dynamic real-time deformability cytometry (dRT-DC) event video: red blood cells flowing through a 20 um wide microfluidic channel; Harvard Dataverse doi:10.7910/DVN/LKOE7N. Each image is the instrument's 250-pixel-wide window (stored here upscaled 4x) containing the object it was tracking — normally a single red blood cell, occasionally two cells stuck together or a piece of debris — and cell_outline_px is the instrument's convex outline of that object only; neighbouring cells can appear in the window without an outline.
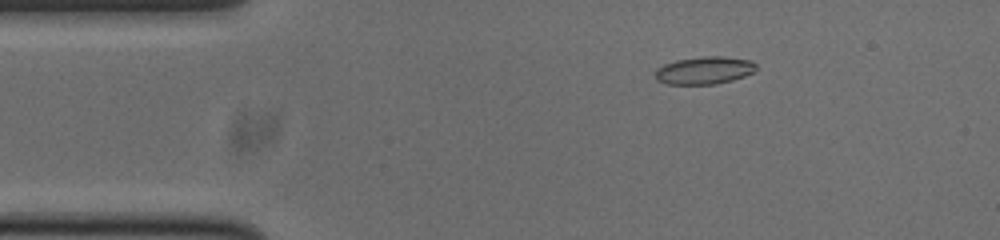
{"species": "common noctule bat (a hibernating species)", "species_latin": "Nyctalus noctula", "temperature_condition": "cold", "stored_images_in_passage": 48, "camera_frame_rate_fps": 3000, "um_per_image_px": 0.085, "animal": {"sex": "male", "body_mass_g": 20.0, "forearm_length_mm": 53.3}, "frame": {"image": 1, "passage_image": 3, "time_ms": 0.667, "image_size_px": [1000, 240], "cell_outline_px": [[756, 68], [752, 72], [744, 76], [732, 80], [716, 84], [664, 84], [656, 80], [656, 68], [664, 64], [676, 60], [704, 56], [724, 56], [752, 60], [756, 64]], "centroid_in_image_um": [59.86, 5.98], "position_along_channel_um": 25.1, "area_um2": 16.3}}
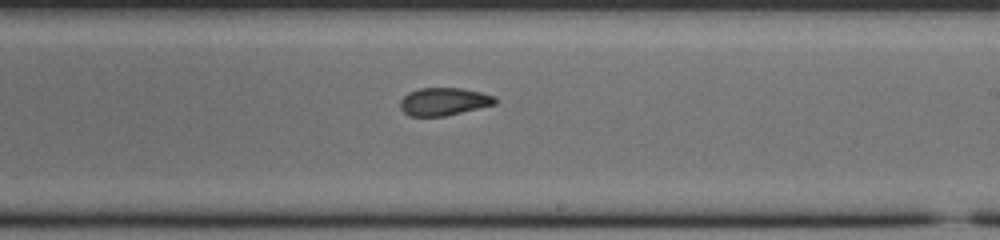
{"frame": {"image": 2, "passage_image": 25, "time_ms": 8.0, "image_size_px": [1000, 240], "cell_outline_px": [[496, 104], [444, 116], [412, 116], [404, 112], [400, 108], [400, 100], [408, 92], [420, 88], [460, 88], [480, 92], [496, 96]], "centroid_in_image_um": [37.72, 8.63], "position_along_channel_um": 251.3, "area_um2": 15.26}}
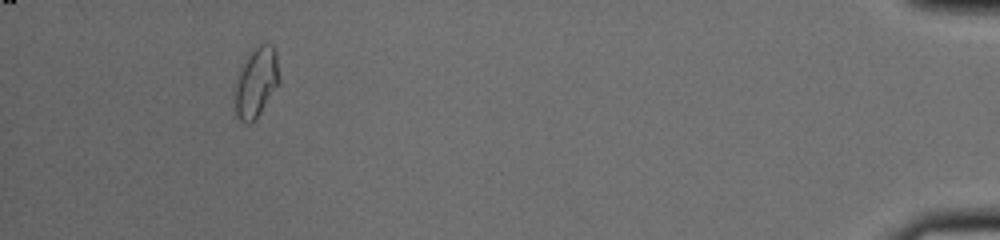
{"frame": {"image": 3, "passage_image": 44, "time_ms": 14.333, "image_size_px": [1000, 240], "cell_outline_px": [[280, 80], [256, 120], [248, 124], [244, 124], [236, 116], [232, 100], [232, 88], [236, 76], [248, 52], [252, 48], [268, 40], [276, 48]], "centroid_in_image_um": [21.72, 6.97], "position_along_channel_um": 413.5, "area_um2": 19.19}, "authors_computed_cell_mechanics": {"area_um2": 16.0684, "velocity_mm_per_s": 3.7722, "shape_relaxation_time_tau1_ms": null, "shape_relaxation_time_tau2_ms": 2.4347, "deformation_change_tau1": null, "deformation_change_tau2": 0.0625}}